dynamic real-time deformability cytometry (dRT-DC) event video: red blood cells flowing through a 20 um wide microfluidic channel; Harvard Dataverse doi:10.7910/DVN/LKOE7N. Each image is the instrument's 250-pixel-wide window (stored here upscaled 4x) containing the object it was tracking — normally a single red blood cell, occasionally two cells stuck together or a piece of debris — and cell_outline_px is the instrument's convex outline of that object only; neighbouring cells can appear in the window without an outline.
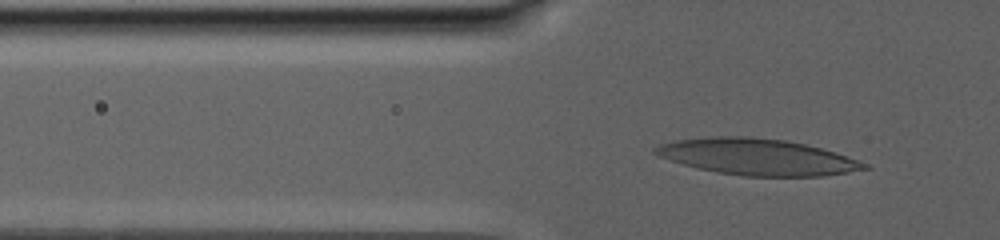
{"species": "human", "species_latin": "Homo sapiens", "temperature_condition": "warm", "stored_images_in_passage": 120, "camera_frame_rate_fps": 3000, "um_per_image_px": 0.085, "donor": {"sex": "male"}, "frame": {"image": 1, "passage_image": 38, "time_ms": 9.667, "image_size_px": [1000, 240], "cell_outline_px": [[872, 168], [824, 176], [744, 176], [716, 172], [696, 168], [660, 156], [652, 152], [652, 148], [660, 144], [676, 140], [704, 136], [748, 136], [784, 140], [804, 144], [836, 152], [868, 164]], "centroid_in_image_um": [64.35, 13.33], "position_along_channel_um": 61.4, "area_um2": 44.22}}
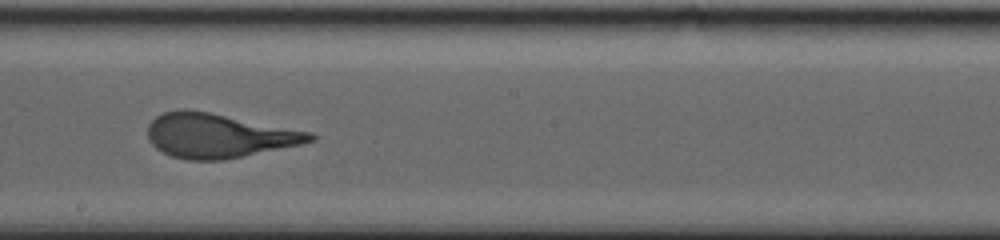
{"frame": {"image": 2, "passage_image": 65, "time_ms": 16.667, "image_size_px": [1000, 240], "cell_outline_px": [[316, 140], [300, 144], [244, 156], [224, 160], [188, 160], [172, 156], [156, 148], [148, 140], [148, 124], [156, 116], [164, 112], [180, 108], [184, 108], [208, 112], [312, 132], [316, 136]], "centroid_in_image_um": [18.55, 11.52], "position_along_channel_um": 229.6, "area_um2": 41.73}}
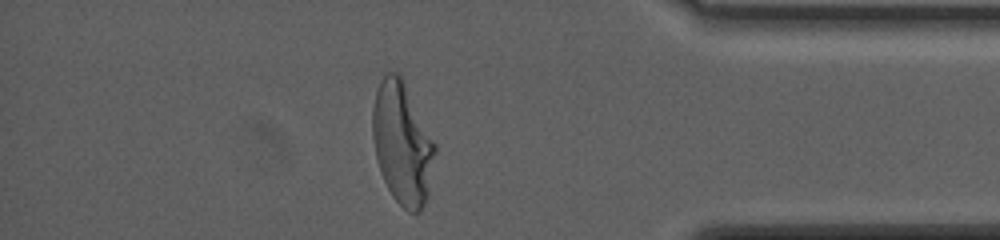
{"frame": {"image": 3, "passage_image": 104, "time_ms": 24.0, "image_size_px": [1000, 240], "cell_outline_px": [[436, 152], [428, 196], [420, 212], [408, 212], [392, 196], [380, 172], [376, 156], [372, 136], [372, 108], [376, 92], [380, 80], [388, 72], [400, 72], [436, 144]], "centroid_in_image_um": [34.2, 12.17], "position_along_channel_um": 401.0, "area_um2": 44.62}}